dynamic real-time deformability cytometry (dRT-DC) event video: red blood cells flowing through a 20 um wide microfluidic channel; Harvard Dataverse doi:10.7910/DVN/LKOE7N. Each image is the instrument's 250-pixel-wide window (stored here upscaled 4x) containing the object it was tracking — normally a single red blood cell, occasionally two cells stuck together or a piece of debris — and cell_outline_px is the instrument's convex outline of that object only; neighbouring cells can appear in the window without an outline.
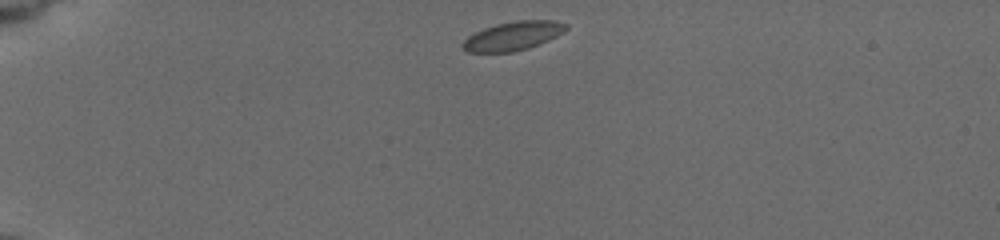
{"species": "common noctule bat (a hibernating species)", "species_latin": "Nyctalus noctula", "temperature_condition": "cold", "stored_images_in_passage": 9, "camera_frame_rate_fps": 3000, "um_per_image_px": 0.085, "animal": {"sex": "female", "body_mass_g": 19.5, "forearm_length_mm": 54.1}, "frame": {"image": 1, "passage_image": 1, "time_ms": 0.0, "image_size_px": [1000, 240], "cell_outline_px": [[568, 28], [564, 32], [548, 40], [528, 48], [512, 52], [468, 52], [460, 44], [468, 36], [484, 28], [496, 24], [516, 20], [552, 20], [568, 24]], "centroid_in_image_um": [43.62, 3.05], "position_along_channel_um": 41.4, "area_um2": 17.28}}
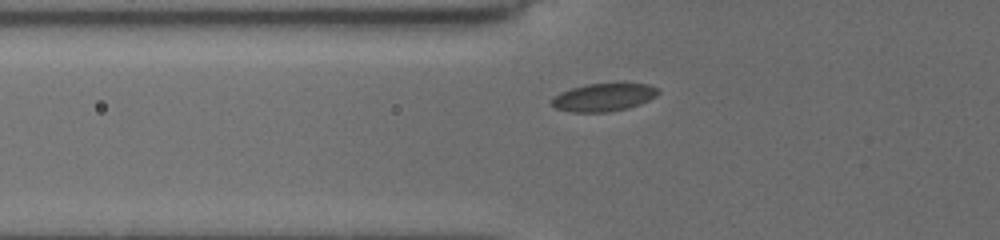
{"frame": {"image": 2, "passage_image": 7, "time_ms": 2.333, "image_size_px": [1000, 240], "cell_outline_px": [[660, 92], [656, 96], [640, 104], [628, 108], [608, 112], [572, 112], [556, 108], [552, 104], [552, 96], [560, 92], [584, 84], [648, 84], [660, 88]], "centroid_in_image_um": [51.31, 8.27], "position_along_channel_um": 74.5, "area_um2": 17.28}}